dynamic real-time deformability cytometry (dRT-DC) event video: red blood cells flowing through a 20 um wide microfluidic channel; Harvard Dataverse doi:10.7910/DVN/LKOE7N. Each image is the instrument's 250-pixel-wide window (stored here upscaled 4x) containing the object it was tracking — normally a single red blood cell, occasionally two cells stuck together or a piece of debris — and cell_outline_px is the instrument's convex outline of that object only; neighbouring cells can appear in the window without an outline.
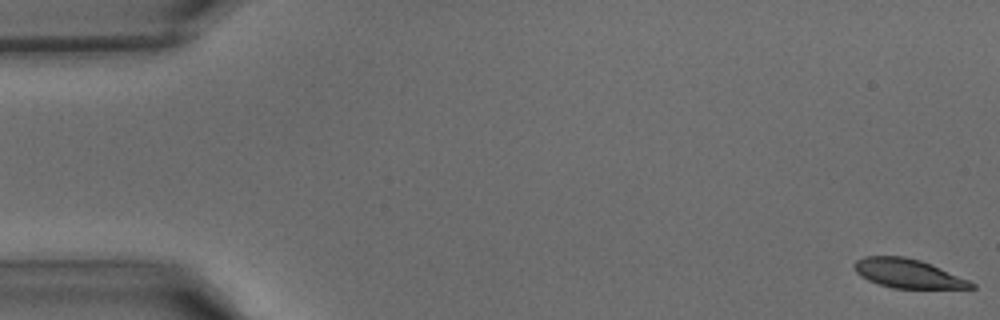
{"species": "common noctule bat (a hibernating species)", "species_latin": "Nyctalus noctula", "temperature_condition": "warm", "stored_images_in_passage": 43, "segment_of_instrument_passage": [1, 2], "camera_frame_rate_fps": 3000, "um_per_image_px": 0.085, "animal": {"sex": "male", "body_mass_g": 15.6}, "frame": {"image": 1, "passage_image": 1, "time_ms": 0.0, "image_size_px": [1000, 320], "cell_outline_px": [[976, 288], [892, 288], [868, 280], [860, 276], [856, 272], [852, 264], [856, 260], [864, 256], [904, 256], [920, 260], [968, 280], [976, 284]], "centroid_in_image_um": [77.12, 23.24], "position_along_channel_um": 7.9, "area_um2": 19.54}}
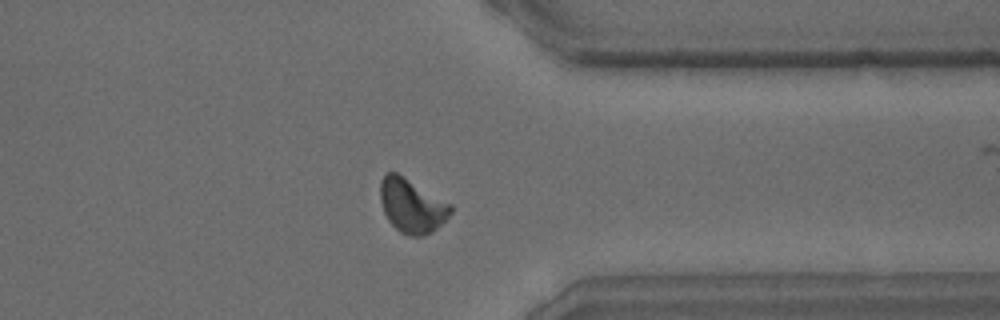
{"frame": {"image": 2, "passage_image": 33, "time_ms": 10.667, "image_size_px": [1000, 320], "cell_outline_px": [[452, 212], [432, 232], [424, 236], [408, 236], [400, 232], [388, 220], [384, 212], [380, 200], [380, 180], [388, 172], [396, 172], [452, 204]], "centroid_in_image_um": [34.99, 17.49], "position_along_channel_um": 376.4, "area_um2": 22.02}}
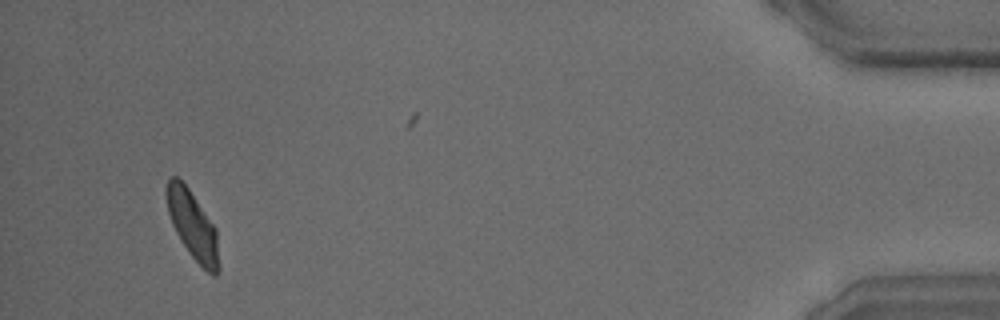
{"frame": {"image": 3, "passage_image": 40, "time_ms": 13.0, "image_size_px": [1000, 320], "cell_outline_px": [[220, 272], [216, 276], [212, 276], [188, 252], [180, 240], [172, 224], [168, 212], [164, 192], [164, 188], [168, 180], [172, 176], [176, 176], [188, 188], [216, 228], [220, 268]], "centroid_in_image_um": [16.37, 19.16], "position_along_channel_um": 418.8, "area_um2": 20.87}}